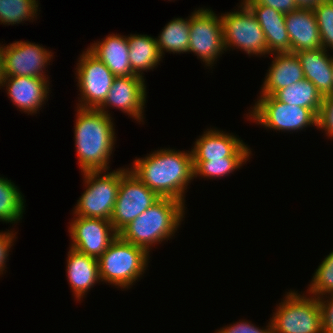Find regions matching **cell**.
<instances>
[{"label":"cell","mask_w":333,"mask_h":333,"mask_svg":"<svg viewBox=\"0 0 333 333\" xmlns=\"http://www.w3.org/2000/svg\"><path fill=\"white\" fill-rule=\"evenodd\" d=\"M128 169L160 197L174 198L185 204V190L194 179L191 151L160 149L144 158H136Z\"/></svg>","instance_id":"1"},{"label":"cell","mask_w":333,"mask_h":333,"mask_svg":"<svg viewBox=\"0 0 333 333\" xmlns=\"http://www.w3.org/2000/svg\"><path fill=\"white\" fill-rule=\"evenodd\" d=\"M306 292L317 298L333 294V251L324 258L316 269Z\"/></svg>","instance_id":"29"},{"label":"cell","mask_w":333,"mask_h":333,"mask_svg":"<svg viewBox=\"0 0 333 333\" xmlns=\"http://www.w3.org/2000/svg\"><path fill=\"white\" fill-rule=\"evenodd\" d=\"M273 61L267 70L260 95H273L277 90L305 79L296 53H273Z\"/></svg>","instance_id":"18"},{"label":"cell","mask_w":333,"mask_h":333,"mask_svg":"<svg viewBox=\"0 0 333 333\" xmlns=\"http://www.w3.org/2000/svg\"><path fill=\"white\" fill-rule=\"evenodd\" d=\"M76 69V85L81 94L77 107L98 109L106 99L115 75L88 49L80 55Z\"/></svg>","instance_id":"10"},{"label":"cell","mask_w":333,"mask_h":333,"mask_svg":"<svg viewBox=\"0 0 333 333\" xmlns=\"http://www.w3.org/2000/svg\"><path fill=\"white\" fill-rule=\"evenodd\" d=\"M24 196L8 178L0 177V222L18 223L25 212Z\"/></svg>","instance_id":"26"},{"label":"cell","mask_w":333,"mask_h":333,"mask_svg":"<svg viewBox=\"0 0 333 333\" xmlns=\"http://www.w3.org/2000/svg\"><path fill=\"white\" fill-rule=\"evenodd\" d=\"M273 313V333H323L321 308L315 296L289 291Z\"/></svg>","instance_id":"6"},{"label":"cell","mask_w":333,"mask_h":333,"mask_svg":"<svg viewBox=\"0 0 333 333\" xmlns=\"http://www.w3.org/2000/svg\"><path fill=\"white\" fill-rule=\"evenodd\" d=\"M327 296L318 298L322 313V328L323 333H333V294ZM325 297L329 299H325Z\"/></svg>","instance_id":"34"},{"label":"cell","mask_w":333,"mask_h":333,"mask_svg":"<svg viewBox=\"0 0 333 333\" xmlns=\"http://www.w3.org/2000/svg\"><path fill=\"white\" fill-rule=\"evenodd\" d=\"M322 48L333 50V0H323L313 8ZM328 48V49H327Z\"/></svg>","instance_id":"30"},{"label":"cell","mask_w":333,"mask_h":333,"mask_svg":"<svg viewBox=\"0 0 333 333\" xmlns=\"http://www.w3.org/2000/svg\"><path fill=\"white\" fill-rule=\"evenodd\" d=\"M317 129H323L326 136L333 137V95L323 97L317 118Z\"/></svg>","instance_id":"31"},{"label":"cell","mask_w":333,"mask_h":333,"mask_svg":"<svg viewBox=\"0 0 333 333\" xmlns=\"http://www.w3.org/2000/svg\"><path fill=\"white\" fill-rule=\"evenodd\" d=\"M149 258L146 250L118 235L97 259L100 280L117 288L129 289L146 271Z\"/></svg>","instance_id":"4"},{"label":"cell","mask_w":333,"mask_h":333,"mask_svg":"<svg viewBox=\"0 0 333 333\" xmlns=\"http://www.w3.org/2000/svg\"><path fill=\"white\" fill-rule=\"evenodd\" d=\"M161 197L128 170L120 178L117 199L110 222L119 233Z\"/></svg>","instance_id":"11"},{"label":"cell","mask_w":333,"mask_h":333,"mask_svg":"<svg viewBox=\"0 0 333 333\" xmlns=\"http://www.w3.org/2000/svg\"><path fill=\"white\" fill-rule=\"evenodd\" d=\"M15 239L16 235L12 231L0 232V275L5 271L7 257Z\"/></svg>","instance_id":"35"},{"label":"cell","mask_w":333,"mask_h":333,"mask_svg":"<svg viewBox=\"0 0 333 333\" xmlns=\"http://www.w3.org/2000/svg\"><path fill=\"white\" fill-rule=\"evenodd\" d=\"M306 80L311 81L322 96L333 95L332 61L324 48L303 50L296 53Z\"/></svg>","instance_id":"22"},{"label":"cell","mask_w":333,"mask_h":333,"mask_svg":"<svg viewBox=\"0 0 333 333\" xmlns=\"http://www.w3.org/2000/svg\"><path fill=\"white\" fill-rule=\"evenodd\" d=\"M185 204L177 199L161 197L124 227L118 235L126 242L148 253L155 244L172 239L185 216Z\"/></svg>","instance_id":"3"},{"label":"cell","mask_w":333,"mask_h":333,"mask_svg":"<svg viewBox=\"0 0 333 333\" xmlns=\"http://www.w3.org/2000/svg\"><path fill=\"white\" fill-rule=\"evenodd\" d=\"M247 119L270 130L294 132L308 126H316L318 116L305 107L288 105L276 100L272 95H260L249 112Z\"/></svg>","instance_id":"7"},{"label":"cell","mask_w":333,"mask_h":333,"mask_svg":"<svg viewBox=\"0 0 333 333\" xmlns=\"http://www.w3.org/2000/svg\"><path fill=\"white\" fill-rule=\"evenodd\" d=\"M38 0H0V24L15 25L38 15Z\"/></svg>","instance_id":"27"},{"label":"cell","mask_w":333,"mask_h":333,"mask_svg":"<svg viewBox=\"0 0 333 333\" xmlns=\"http://www.w3.org/2000/svg\"><path fill=\"white\" fill-rule=\"evenodd\" d=\"M221 21L225 52L228 48L236 47L249 56L268 54L264 32L254 14L243 2L237 11L221 14Z\"/></svg>","instance_id":"8"},{"label":"cell","mask_w":333,"mask_h":333,"mask_svg":"<svg viewBox=\"0 0 333 333\" xmlns=\"http://www.w3.org/2000/svg\"><path fill=\"white\" fill-rule=\"evenodd\" d=\"M128 170V168H119L112 172H82L86 190L77 201L73 211L74 216L100 218L110 221L117 199L120 178Z\"/></svg>","instance_id":"5"},{"label":"cell","mask_w":333,"mask_h":333,"mask_svg":"<svg viewBox=\"0 0 333 333\" xmlns=\"http://www.w3.org/2000/svg\"><path fill=\"white\" fill-rule=\"evenodd\" d=\"M216 333H273L271 320L265 329L256 327L250 321H240L220 328Z\"/></svg>","instance_id":"32"},{"label":"cell","mask_w":333,"mask_h":333,"mask_svg":"<svg viewBox=\"0 0 333 333\" xmlns=\"http://www.w3.org/2000/svg\"><path fill=\"white\" fill-rule=\"evenodd\" d=\"M323 0H295L299 8H314Z\"/></svg>","instance_id":"36"},{"label":"cell","mask_w":333,"mask_h":333,"mask_svg":"<svg viewBox=\"0 0 333 333\" xmlns=\"http://www.w3.org/2000/svg\"><path fill=\"white\" fill-rule=\"evenodd\" d=\"M264 32L268 54L290 52L285 14L265 5H246Z\"/></svg>","instance_id":"21"},{"label":"cell","mask_w":333,"mask_h":333,"mask_svg":"<svg viewBox=\"0 0 333 333\" xmlns=\"http://www.w3.org/2000/svg\"><path fill=\"white\" fill-rule=\"evenodd\" d=\"M190 43L188 53L193 52L208 67L224 53L221 16L209 8H198L190 16Z\"/></svg>","instance_id":"9"},{"label":"cell","mask_w":333,"mask_h":333,"mask_svg":"<svg viewBox=\"0 0 333 333\" xmlns=\"http://www.w3.org/2000/svg\"><path fill=\"white\" fill-rule=\"evenodd\" d=\"M4 78H5L4 61H3V54H2V46L0 44V87L3 83Z\"/></svg>","instance_id":"37"},{"label":"cell","mask_w":333,"mask_h":333,"mask_svg":"<svg viewBox=\"0 0 333 333\" xmlns=\"http://www.w3.org/2000/svg\"><path fill=\"white\" fill-rule=\"evenodd\" d=\"M145 79L136 75L115 77L103 104L98 108L106 115L107 106L116 107L138 122H144V109L146 104V85ZM109 112V113H108Z\"/></svg>","instance_id":"14"},{"label":"cell","mask_w":333,"mask_h":333,"mask_svg":"<svg viewBox=\"0 0 333 333\" xmlns=\"http://www.w3.org/2000/svg\"><path fill=\"white\" fill-rule=\"evenodd\" d=\"M5 77L28 76L46 78L44 69L53 59V53L40 44L15 41L2 45ZM50 60V61H49Z\"/></svg>","instance_id":"12"},{"label":"cell","mask_w":333,"mask_h":333,"mask_svg":"<svg viewBox=\"0 0 333 333\" xmlns=\"http://www.w3.org/2000/svg\"><path fill=\"white\" fill-rule=\"evenodd\" d=\"M49 77L36 78L28 76L5 77L2 87H6V92L13 105L29 114H36L39 108L45 103L49 95Z\"/></svg>","instance_id":"16"},{"label":"cell","mask_w":333,"mask_h":333,"mask_svg":"<svg viewBox=\"0 0 333 333\" xmlns=\"http://www.w3.org/2000/svg\"><path fill=\"white\" fill-rule=\"evenodd\" d=\"M67 256V279L78 302L82 300L90 288H93L96 282L101 281L98 260L72 248L69 249Z\"/></svg>","instance_id":"20"},{"label":"cell","mask_w":333,"mask_h":333,"mask_svg":"<svg viewBox=\"0 0 333 333\" xmlns=\"http://www.w3.org/2000/svg\"><path fill=\"white\" fill-rule=\"evenodd\" d=\"M68 232L72 248L80 253L99 258L118 236L109 220L74 216Z\"/></svg>","instance_id":"13"},{"label":"cell","mask_w":333,"mask_h":333,"mask_svg":"<svg viewBox=\"0 0 333 333\" xmlns=\"http://www.w3.org/2000/svg\"><path fill=\"white\" fill-rule=\"evenodd\" d=\"M217 128L207 129L195 142L192 152L193 161H210L225 157H250L248 144L235 134L225 133Z\"/></svg>","instance_id":"15"},{"label":"cell","mask_w":333,"mask_h":333,"mask_svg":"<svg viewBox=\"0 0 333 333\" xmlns=\"http://www.w3.org/2000/svg\"><path fill=\"white\" fill-rule=\"evenodd\" d=\"M190 16L189 18H174L165 25L156 38L158 50L163 57L165 52L181 54L188 52L190 41Z\"/></svg>","instance_id":"25"},{"label":"cell","mask_w":333,"mask_h":333,"mask_svg":"<svg viewBox=\"0 0 333 333\" xmlns=\"http://www.w3.org/2000/svg\"><path fill=\"white\" fill-rule=\"evenodd\" d=\"M249 157H225L223 159L210 161H193L194 178H220L229 176L235 169H240L242 164H246Z\"/></svg>","instance_id":"28"},{"label":"cell","mask_w":333,"mask_h":333,"mask_svg":"<svg viewBox=\"0 0 333 333\" xmlns=\"http://www.w3.org/2000/svg\"><path fill=\"white\" fill-rule=\"evenodd\" d=\"M245 5H265L284 14L299 9L295 0H241Z\"/></svg>","instance_id":"33"},{"label":"cell","mask_w":333,"mask_h":333,"mask_svg":"<svg viewBox=\"0 0 333 333\" xmlns=\"http://www.w3.org/2000/svg\"><path fill=\"white\" fill-rule=\"evenodd\" d=\"M272 96L288 105L311 109L317 116L323 102L322 94L311 81L306 79L277 90Z\"/></svg>","instance_id":"24"},{"label":"cell","mask_w":333,"mask_h":333,"mask_svg":"<svg viewBox=\"0 0 333 333\" xmlns=\"http://www.w3.org/2000/svg\"><path fill=\"white\" fill-rule=\"evenodd\" d=\"M87 49L100 59L115 77L134 75L129 60L127 36L109 34L102 41H94Z\"/></svg>","instance_id":"19"},{"label":"cell","mask_w":333,"mask_h":333,"mask_svg":"<svg viewBox=\"0 0 333 333\" xmlns=\"http://www.w3.org/2000/svg\"><path fill=\"white\" fill-rule=\"evenodd\" d=\"M285 26L290 39V52L322 48L313 8H299L285 14Z\"/></svg>","instance_id":"17"},{"label":"cell","mask_w":333,"mask_h":333,"mask_svg":"<svg viewBox=\"0 0 333 333\" xmlns=\"http://www.w3.org/2000/svg\"><path fill=\"white\" fill-rule=\"evenodd\" d=\"M127 43L132 71L134 75L144 78L143 72L153 70L162 59L156 38L146 34H130Z\"/></svg>","instance_id":"23"},{"label":"cell","mask_w":333,"mask_h":333,"mask_svg":"<svg viewBox=\"0 0 333 333\" xmlns=\"http://www.w3.org/2000/svg\"><path fill=\"white\" fill-rule=\"evenodd\" d=\"M76 110L74 140L81 173L109 171L116 141L113 118L98 109Z\"/></svg>","instance_id":"2"}]
</instances>
